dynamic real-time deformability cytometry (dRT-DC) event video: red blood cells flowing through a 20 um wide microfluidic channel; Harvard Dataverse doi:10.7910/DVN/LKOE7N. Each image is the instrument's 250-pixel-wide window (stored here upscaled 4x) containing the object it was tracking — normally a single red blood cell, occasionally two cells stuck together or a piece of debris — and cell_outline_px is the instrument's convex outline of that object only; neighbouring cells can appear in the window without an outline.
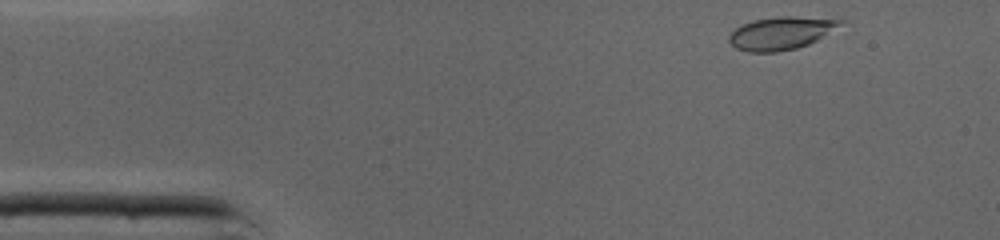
{"species": "common noctule bat (a hibernating species)", "species_latin": "Nyctalus noctula", "temperature_condition": "cold", "stored_images_in_passage": 36, "camera_frame_rate_fps": 3000, "um_per_image_px": 0.085, "animal": {"sex": "male", "body_mass_g": 19.0, "forearm_length_mm": 50.8}, "frame": {"image": 1, "passage_image": 1, "time_ms": 0.0, "image_size_px": [1000, 240], "cell_outline_px": [[848, 20], [816, 40], [808, 44], [796, 48], [776, 52], [748, 52], [736, 48], [728, 40], [728, 36], [740, 24], [756, 20], [780, 16], [792, 16]], "centroid_in_image_um": [66.36, 2.81], "position_along_channel_um": 18.6, "area_um2": 21.04}}
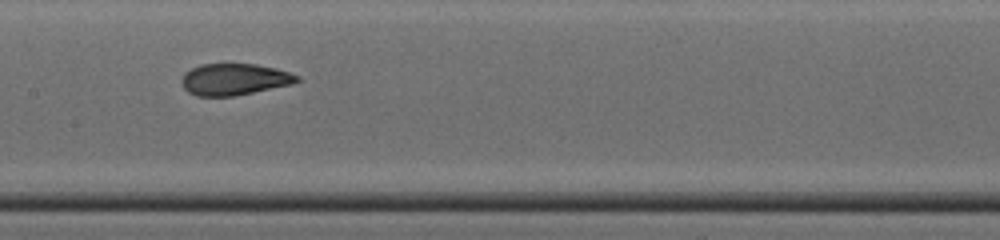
{"frame": {"image": 2, "passage_image": 18, "time_ms": 5.667, "image_size_px": [1000, 240], "cell_outline_px": [[300, 80], [292, 84], [232, 96], [196, 96], [188, 92], [184, 88], [184, 72], [192, 68], [204, 64], [256, 64], [276, 68], [300, 76]], "centroid_in_image_um": [19.95, 6.74], "position_along_channel_um": 187.5, "area_um2": 20.92}}
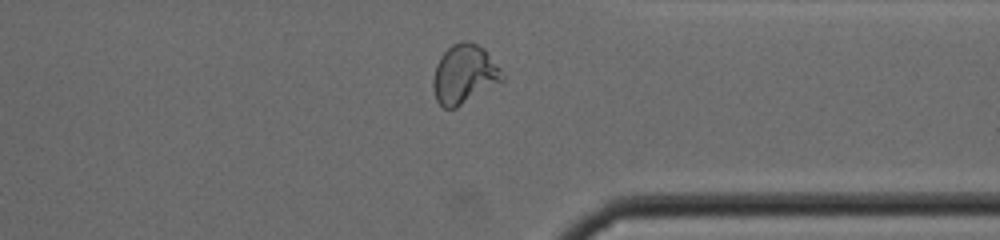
{"frame": {"image": 3, "passage_image": 31, "time_ms": 10.0, "image_size_px": [1000, 240], "cell_outline_px": [[504, 80], [456, 108], [444, 108], [436, 100], [432, 84], [432, 80], [436, 64], [440, 56], [452, 44], [460, 40], [468, 40], [484, 48], [500, 68], [504, 76]], "centroid_in_image_um": [39.45, 6.29], "position_along_channel_um": 372.0, "area_um2": 23.87}, "authors_computed_cell_mechanics": {"area_um2": 21.6461, "velocity_mm_per_s": 4.3581, "shape_relaxation_time_tau1_ms": 4.5598, "shape_relaxation_time_tau2_ms": 0.9096, "deformation_change_tau1": 0.1672, "deformation_change_tau2": 0.0635}}